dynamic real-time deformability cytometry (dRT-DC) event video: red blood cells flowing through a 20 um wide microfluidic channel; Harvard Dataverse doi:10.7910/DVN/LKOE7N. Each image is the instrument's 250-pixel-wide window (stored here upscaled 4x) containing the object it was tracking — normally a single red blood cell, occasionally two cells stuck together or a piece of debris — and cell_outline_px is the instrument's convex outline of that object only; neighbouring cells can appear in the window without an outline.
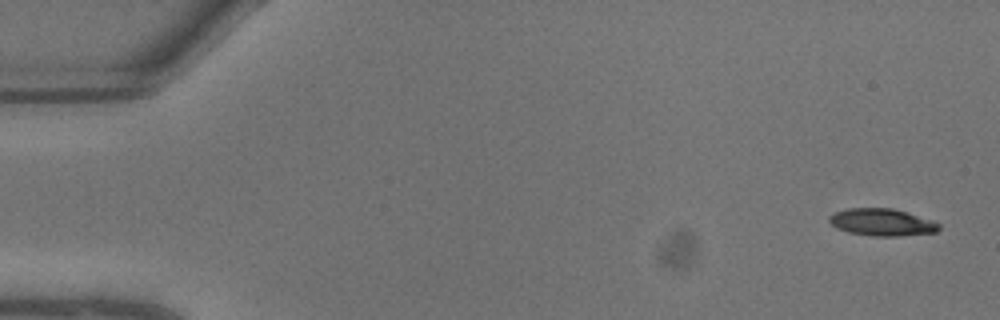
{"species": "common noctule bat (a hibernating species)", "species_latin": "Nyctalus noctula", "temperature_condition": "warm", "stored_images_in_passage": 8, "camera_frame_rate_fps": 3000, "um_per_image_px": 0.085, "animal": {"sex": "male", "body_mass_g": 13.3}, "frame": {"image": 1, "passage_image": 1, "time_ms": 0.0, "image_size_px": [1000, 320], "cell_outline_px": [[940, 228], [936, 232], [900, 236], [872, 236], [848, 232], [836, 228], [828, 220], [828, 216], [836, 212], [848, 208], [892, 208], [908, 212], [932, 220], [940, 224]], "centroid_in_image_um": [74.97, 18.89], "position_along_channel_um": 10.0, "area_um2": 17.46}}
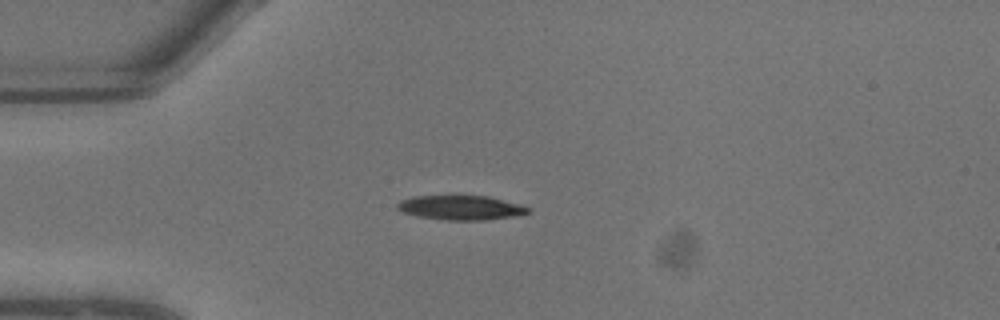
{"frame": {"image": 2, "passage_image": 6, "time_ms": 1.667, "image_size_px": [1000, 320], "cell_outline_px": [[532, 208], [528, 212], [516, 216], [484, 220], [448, 220], [416, 216], [400, 212], [396, 208], [396, 204], [400, 200], [412, 196], [452, 192], [488, 196], [520, 204]], "centroid_in_image_um": [39.09, 17.59], "position_along_channel_um": 45.9, "area_um2": 19.83}}
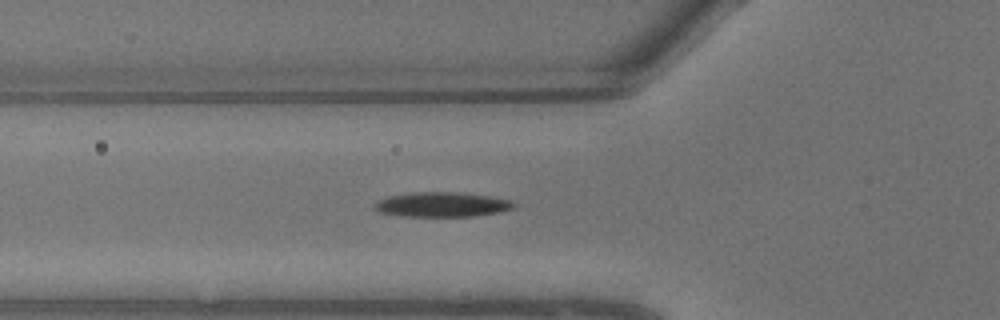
{"frame": {"image": 3, "passage_image": 8, "time_ms": 2.333, "image_size_px": [1000, 320], "cell_outline_px": [[516, 208], [500, 212], [476, 216], [400, 216], [380, 212], [372, 208], [372, 204], [388, 196], [412, 192], [464, 192], [492, 196], [512, 200], [516, 204]], "centroid_in_image_um": [37.61, 17.38], "position_along_channel_um": 88.2, "area_um2": 20.46}}